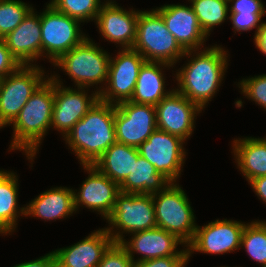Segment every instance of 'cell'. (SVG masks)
<instances>
[{
    "label": "cell",
    "mask_w": 266,
    "mask_h": 267,
    "mask_svg": "<svg viewBox=\"0 0 266 267\" xmlns=\"http://www.w3.org/2000/svg\"><path fill=\"white\" fill-rule=\"evenodd\" d=\"M170 183L168 178L139 154L137 159H134L132 172L120 184V192L154 194L165 189Z\"/></svg>",
    "instance_id": "cell-26"
},
{
    "label": "cell",
    "mask_w": 266,
    "mask_h": 267,
    "mask_svg": "<svg viewBox=\"0 0 266 267\" xmlns=\"http://www.w3.org/2000/svg\"><path fill=\"white\" fill-rule=\"evenodd\" d=\"M53 105L54 80L48 77L10 124L13 126L10 151H23L29 162H34L42 140L51 128Z\"/></svg>",
    "instance_id": "cell-3"
},
{
    "label": "cell",
    "mask_w": 266,
    "mask_h": 267,
    "mask_svg": "<svg viewBox=\"0 0 266 267\" xmlns=\"http://www.w3.org/2000/svg\"><path fill=\"white\" fill-rule=\"evenodd\" d=\"M101 2V0H99ZM117 2L114 0H104L103 4H116Z\"/></svg>",
    "instance_id": "cell-40"
},
{
    "label": "cell",
    "mask_w": 266,
    "mask_h": 267,
    "mask_svg": "<svg viewBox=\"0 0 266 267\" xmlns=\"http://www.w3.org/2000/svg\"><path fill=\"white\" fill-rule=\"evenodd\" d=\"M177 182L152 194L158 228L174 234L187 246L194 237L197 223L185 191Z\"/></svg>",
    "instance_id": "cell-6"
},
{
    "label": "cell",
    "mask_w": 266,
    "mask_h": 267,
    "mask_svg": "<svg viewBox=\"0 0 266 267\" xmlns=\"http://www.w3.org/2000/svg\"><path fill=\"white\" fill-rule=\"evenodd\" d=\"M116 141L138 148L157 129L156 108L123 101L115 105Z\"/></svg>",
    "instance_id": "cell-13"
},
{
    "label": "cell",
    "mask_w": 266,
    "mask_h": 267,
    "mask_svg": "<svg viewBox=\"0 0 266 267\" xmlns=\"http://www.w3.org/2000/svg\"><path fill=\"white\" fill-rule=\"evenodd\" d=\"M39 65H22L0 79V128L10 126L31 95L49 77Z\"/></svg>",
    "instance_id": "cell-8"
},
{
    "label": "cell",
    "mask_w": 266,
    "mask_h": 267,
    "mask_svg": "<svg viewBox=\"0 0 266 267\" xmlns=\"http://www.w3.org/2000/svg\"><path fill=\"white\" fill-rule=\"evenodd\" d=\"M229 20L232 22L234 33L247 32L262 25V16L266 14L265 4L261 0H228Z\"/></svg>",
    "instance_id": "cell-28"
},
{
    "label": "cell",
    "mask_w": 266,
    "mask_h": 267,
    "mask_svg": "<svg viewBox=\"0 0 266 267\" xmlns=\"http://www.w3.org/2000/svg\"><path fill=\"white\" fill-rule=\"evenodd\" d=\"M198 23L206 34L210 36L213 28L221 25L225 20L229 19V3L228 0H188Z\"/></svg>",
    "instance_id": "cell-29"
},
{
    "label": "cell",
    "mask_w": 266,
    "mask_h": 267,
    "mask_svg": "<svg viewBox=\"0 0 266 267\" xmlns=\"http://www.w3.org/2000/svg\"><path fill=\"white\" fill-rule=\"evenodd\" d=\"M172 65L163 62L145 61L141 66L133 95L129 101L156 106L173 90L166 89L163 70ZM167 90V91H166Z\"/></svg>",
    "instance_id": "cell-23"
},
{
    "label": "cell",
    "mask_w": 266,
    "mask_h": 267,
    "mask_svg": "<svg viewBox=\"0 0 266 267\" xmlns=\"http://www.w3.org/2000/svg\"><path fill=\"white\" fill-rule=\"evenodd\" d=\"M146 61L176 65L181 61L185 50L169 32L162 16L153 8L139 11L136 40L132 47Z\"/></svg>",
    "instance_id": "cell-5"
},
{
    "label": "cell",
    "mask_w": 266,
    "mask_h": 267,
    "mask_svg": "<svg viewBox=\"0 0 266 267\" xmlns=\"http://www.w3.org/2000/svg\"><path fill=\"white\" fill-rule=\"evenodd\" d=\"M112 243L106 228L94 230L74 245L54 250L56 267H97Z\"/></svg>",
    "instance_id": "cell-20"
},
{
    "label": "cell",
    "mask_w": 266,
    "mask_h": 267,
    "mask_svg": "<svg viewBox=\"0 0 266 267\" xmlns=\"http://www.w3.org/2000/svg\"><path fill=\"white\" fill-rule=\"evenodd\" d=\"M89 175L82 182L78 192L73 190L76 212L80 207L97 211L103 219L112 213L120 185L101 173L94 165H81Z\"/></svg>",
    "instance_id": "cell-15"
},
{
    "label": "cell",
    "mask_w": 266,
    "mask_h": 267,
    "mask_svg": "<svg viewBox=\"0 0 266 267\" xmlns=\"http://www.w3.org/2000/svg\"><path fill=\"white\" fill-rule=\"evenodd\" d=\"M35 10L33 8L23 21L4 37L6 46L22 65H35L38 58L42 57L40 13Z\"/></svg>",
    "instance_id": "cell-21"
},
{
    "label": "cell",
    "mask_w": 266,
    "mask_h": 267,
    "mask_svg": "<svg viewBox=\"0 0 266 267\" xmlns=\"http://www.w3.org/2000/svg\"><path fill=\"white\" fill-rule=\"evenodd\" d=\"M157 128L187 141L202 109L175 89L156 106ZM198 114V115H197Z\"/></svg>",
    "instance_id": "cell-16"
},
{
    "label": "cell",
    "mask_w": 266,
    "mask_h": 267,
    "mask_svg": "<svg viewBox=\"0 0 266 267\" xmlns=\"http://www.w3.org/2000/svg\"><path fill=\"white\" fill-rule=\"evenodd\" d=\"M131 239H124L120 244L126 249L128 255L135 262L174 255H188L187 246L174 234L161 228L139 231L130 234ZM178 245H183V249L178 250ZM186 247V248H185ZM134 253L141 257L134 259Z\"/></svg>",
    "instance_id": "cell-17"
},
{
    "label": "cell",
    "mask_w": 266,
    "mask_h": 267,
    "mask_svg": "<svg viewBox=\"0 0 266 267\" xmlns=\"http://www.w3.org/2000/svg\"><path fill=\"white\" fill-rule=\"evenodd\" d=\"M188 255H174L135 262L134 267H186Z\"/></svg>",
    "instance_id": "cell-36"
},
{
    "label": "cell",
    "mask_w": 266,
    "mask_h": 267,
    "mask_svg": "<svg viewBox=\"0 0 266 267\" xmlns=\"http://www.w3.org/2000/svg\"><path fill=\"white\" fill-rule=\"evenodd\" d=\"M57 11L74 18L81 23L96 21L103 1L99 0H50Z\"/></svg>",
    "instance_id": "cell-31"
},
{
    "label": "cell",
    "mask_w": 266,
    "mask_h": 267,
    "mask_svg": "<svg viewBox=\"0 0 266 267\" xmlns=\"http://www.w3.org/2000/svg\"><path fill=\"white\" fill-rule=\"evenodd\" d=\"M240 247L260 265L266 264V221L246 223L241 235Z\"/></svg>",
    "instance_id": "cell-30"
},
{
    "label": "cell",
    "mask_w": 266,
    "mask_h": 267,
    "mask_svg": "<svg viewBox=\"0 0 266 267\" xmlns=\"http://www.w3.org/2000/svg\"><path fill=\"white\" fill-rule=\"evenodd\" d=\"M18 178L13 171L0 170V235H12L18 217L25 216V205H18Z\"/></svg>",
    "instance_id": "cell-25"
},
{
    "label": "cell",
    "mask_w": 266,
    "mask_h": 267,
    "mask_svg": "<svg viewBox=\"0 0 266 267\" xmlns=\"http://www.w3.org/2000/svg\"><path fill=\"white\" fill-rule=\"evenodd\" d=\"M32 9L21 0H0V38L12 32Z\"/></svg>",
    "instance_id": "cell-32"
},
{
    "label": "cell",
    "mask_w": 266,
    "mask_h": 267,
    "mask_svg": "<svg viewBox=\"0 0 266 267\" xmlns=\"http://www.w3.org/2000/svg\"><path fill=\"white\" fill-rule=\"evenodd\" d=\"M97 267H134V262L120 243L113 242Z\"/></svg>",
    "instance_id": "cell-34"
},
{
    "label": "cell",
    "mask_w": 266,
    "mask_h": 267,
    "mask_svg": "<svg viewBox=\"0 0 266 267\" xmlns=\"http://www.w3.org/2000/svg\"><path fill=\"white\" fill-rule=\"evenodd\" d=\"M49 77L54 80L51 127L65 137L72 127L96 104L99 100V93L94 90L91 95H88L89 88L66 87L60 80V76L55 73Z\"/></svg>",
    "instance_id": "cell-10"
},
{
    "label": "cell",
    "mask_w": 266,
    "mask_h": 267,
    "mask_svg": "<svg viewBox=\"0 0 266 267\" xmlns=\"http://www.w3.org/2000/svg\"><path fill=\"white\" fill-rule=\"evenodd\" d=\"M105 227L113 242L120 243L125 236L157 227L152 194H131L120 192L117 195L112 213L106 219ZM114 229V230H113Z\"/></svg>",
    "instance_id": "cell-7"
},
{
    "label": "cell",
    "mask_w": 266,
    "mask_h": 267,
    "mask_svg": "<svg viewBox=\"0 0 266 267\" xmlns=\"http://www.w3.org/2000/svg\"><path fill=\"white\" fill-rule=\"evenodd\" d=\"M115 105L100 100L64 137L80 165H93L116 141Z\"/></svg>",
    "instance_id": "cell-2"
},
{
    "label": "cell",
    "mask_w": 266,
    "mask_h": 267,
    "mask_svg": "<svg viewBox=\"0 0 266 267\" xmlns=\"http://www.w3.org/2000/svg\"><path fill=\"white\" fill-rule=\"evenodd\" d=\"M22 64L10 52L4 38H0V79L17 71Z\"/></svg>",
    "instance_id": "cell-35"
},
{
    "label": "cell",
    "mask_w": 266,
    "mask_h": 267,
    "mask_svg": "<svg viewBox=\"0 0 266 267\" xmlns=\"http://www.w3.org/2000/svg\"><path fill=\"white\" fill-rule=\"evenodd\" d=\"M242 95L266 110V74L243 78L238 82Z\"/></svg>",
    "instance_id": "cell-33"
},
{
    "label": "cell",
    "mask_w": 266,
    "mask_h": 267,
    "mask_svg": "<svg viewBox=\"0 0 266 267\" xmlns=\"http://www.w3.org/2000/svg\"><path fill=\"white\" fill-rule=\"evenodd\" d=\"M248 183L258 198L266 203V176L254 178Z\"/></svg>",
    "instance_id": "cell-38"
},
{
    "label": "cell",
    "mask_w": 266,
    "mask_h": 267,
    "mask_svg": "<svg viewBox=\"0 0 266 267\" xmlns=\"http://www.w3.org/2000/svg\"><path fill=\"white\" fill-rule=\"evenodd\" d=\"M12 267H56V259L54 252L51 251L35 260L22 262Z\"/></svg>",
    "instance_id": "cell-37"
},
{
    "label": "cell",
    "mask_w": 266,
    "mask_h": 267,
    "mask_svg": "<svg viewBox=\"0 0 266 267\" xmlns=\"http://www.w3.org/2000/svg\"><path fill=\"white\" fill-rule=\"evenodd\" d=\"M138 148L116 142L111 145L93 164L101 173L119 185L132 172Z\"/></svg>",
    "instance_id": "cell-27"
},
{
    "label": "cell",
    "mask_w": 266,
    "mask_h": 267,
    "mask_svg": "<svg viewBox=\"0 0 266 267\" xmlns=\"http://www.w3.org/2000/svg\"><path fill=\"white\" fill-rule=\"evenodd\" d=\"M185 141L180 137L156 129L139 147V154L171 182L181 177L185 163Z\"/></svg>",
    "instance_id": "cell-12"
},
{
    "label": "cell",
    "mask_w": 266,
    "mask_h": 267,
    "mask_svg": "<svg viewBox=\"0 0 266 267\" xmlns=\"http://www.w3.org/2000/svg\"><path fill=\"white\" fill-rule=\"evenodd\" d=\"M232 142L235 163L246 181L266 176V136L234 138Z\"/></svg>",
    "instance_id": "cell-24"
},
{
    "label": "cell",
    "mask_w": 266,
    "mask_h": 267,
    "mask_svg": "<svg viewBox=\"0 0 266 267\" xmlns=\"http://www.w3.org/2000/svg\"><path fill=\"white\" fill-rule=\"evenodd\" d=\"M72 188L54 187L40 193L25 205V217L56 221L76 213Z\"/></svg>",
    "instance_id": "cell-22"
},
{
    "label": "cell",
    "mask_w": 266,
    "mask_h": 267,
    "mask_svg": "<svg viewBox=\"0 0 266 267\" xmlns=\"http://www.w3.org/2000/svg\"><path fill=\"white\" fill-rule=\"evenodd\" d=\"M163 18L167 29L185 50H201L207 40L191 5L164 4L154 8Z\"/></svg>",
    "instance_id": "cell-19"
},
{
    "label": "cell",
    "mask_w": 266,
    "mask_h": 267,
    "mask_svg": "<svg viewBox=\"0 0 266 267\" xmlns=\"http://www.w3.org/2000/svg\"><path fill=\"white\" fill-rule=\"evenodd\" d=\"M40 12L42 57L54 63L61 55L81 44L87 35L82 33L81 22L46 4Z\"/></svg>",
    "instance_id": "cell-9"
},
{
    "label": "cell",
    "mask_w": 266,
    "mask_h": 267,
    "mask_svg": "<svg viewBox=\"0 0 266 267\" xmlns=\"http://www.w3.org/2000/svg\"><path fill=\"white\" fill-rule=\"evenodd\" d=\"M111 56L87 37L52 64L66 72L65 74L74 81L75 87L90 88L96 85V91L100 93L107 81Z\"/></svg>",
    "instance_id": "cell-4"
},
{
    "label": "cell",
    "mask_w": 266,
    "mask_h": 267,
    "mask_svg": "<svg viewBox=\"0 0 266 267\" xmlns=\"http://www.w3.org/2000/svg\"><path fill=\"white\" fill-rule=\"evenodd\" d=\"M254 44L259 51L266 55V22H262V25L257 30L254 36Z\"/></svg>",
    "instance_id": "cell-39"
},
{
    "label": "cell",
    "mask_w": 266,
    "mask_h": 267,
    "mask_svg": "<svg viewBox=\"0 0 266 267\" xmlns=\"http://www.w3.org/2000/svg\"><path fill=\"white\" fill-rule=\"evenodd\" d=\"M140 10H126L117 4H102L96 25L102 38L119 44V49L132 48L136 40L137 20Z\"/></svg>",
    "instance_id": "cell-18"
},
{
    "label": "cell",
    "mask_w": 266,
    "mask_h": 267,
    "mask_svg": "<svg viewBox=\"0 0 266 267\" xmlns=\"http://www.w3.org/2000/svg\"><path fill=\"white\" fill-rule=\"evenodd\" d=\"M245 224L236 220L216 219L203 226L197 225L194 237L187 245L188 259L194 252L224 255L239 251Z\"/></svg>",
    "instance_id": "cell-14"
},
{
    "label": "cell",
    "mask_w": 266,
    "mask_h": 267,
    "mask_svg": "<svg viewBox=\"0 0 266 267\" xmlns=\"http://www.w3.org/2000/svg\"><path fill=\"white\" fill-rule=\"evenodd\" d=\"M228 51L219 45L205 47L203 50H187L188 62L175 71L178 93L197 104L202 110L217 95L228 67ZM193 54V55H192ZM228 55V56H227Z\"/></svg>",
    "instance_id": "cell-1"
},
{
    "label": "cell",
    "mask_w": 266,
    "mask_h": 267,
    "mask_svg": "<svg viewBox=\"0 0 266 267\" xmlns=\"http://www.w3.org/2000/svg\"><path fill=\"white\" fill-rule=\"evenodd\" d=\"M110 58L105 87L99 93V100L117 105L131 99L141 66L145 58L133 48L120 49Z\"/></svg>",
    "instance_id": "cell-11"
}]
</instances>
